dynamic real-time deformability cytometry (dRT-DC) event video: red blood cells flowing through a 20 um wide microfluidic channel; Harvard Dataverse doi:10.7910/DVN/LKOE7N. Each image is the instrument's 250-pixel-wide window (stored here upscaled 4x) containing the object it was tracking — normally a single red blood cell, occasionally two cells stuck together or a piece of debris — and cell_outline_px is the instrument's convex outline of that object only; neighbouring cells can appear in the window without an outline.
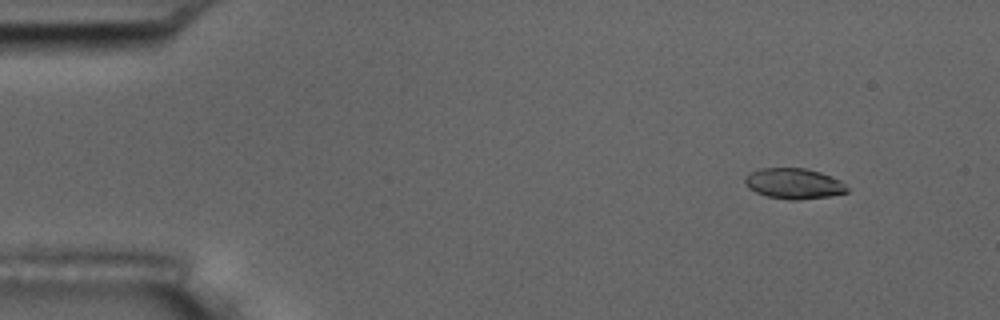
{"species": "common noctule bat (a hibernating species)", "species_latin": "Nyctalus noctula", "temperature_condition": "room temperature", "stored_images_in_passage": 5, "camera_frame_rate_fps": 3000, "um_per_image_px": 0.085, "animal": {"sex": "male", "body_mass_g": 17.5, "forearm_length_mm": 52.3}, "frame": {"image": 1, "passage_image": 2, "time_ms": 1.333, "image_size_px": [1000, 320], "cell_outline_px": [[848, 192], [832, 196], [800, 200], [788, 200], [768, 196], [756, 192], [748, 188], [744, 184], [744, 180], [752, 172], [760, 168], [804, 168], [820, 172], [840, 180], [848, 188]], "centroid_in_image_um": [67.49, 15.61], "position_along_channel_um": 17.5, "area_um2": 18.21}}
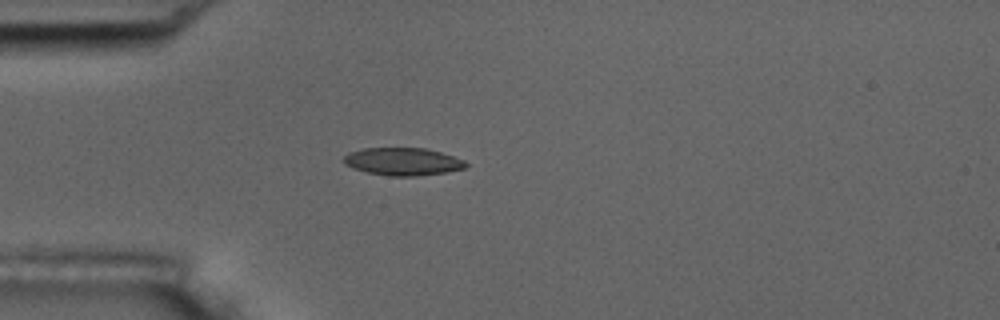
{"frame": {"image": 2, "passage_image": 5, "time_ms": 4.667, "image_size_px": [1000, 320], "cell_outline_px": [[468, 164], [464, 168], [448, 172], [416, 176], [388, 176], [368, 172], [352, 168], [344, 164], [344, 156], [348, 152], [364, 148], [424, 148], [440, 152], [464, 160]], "centroid_in_image_um": [34.22, 13.73], "position_along_channel_um": 50.8, "area_um2": 19.65}}